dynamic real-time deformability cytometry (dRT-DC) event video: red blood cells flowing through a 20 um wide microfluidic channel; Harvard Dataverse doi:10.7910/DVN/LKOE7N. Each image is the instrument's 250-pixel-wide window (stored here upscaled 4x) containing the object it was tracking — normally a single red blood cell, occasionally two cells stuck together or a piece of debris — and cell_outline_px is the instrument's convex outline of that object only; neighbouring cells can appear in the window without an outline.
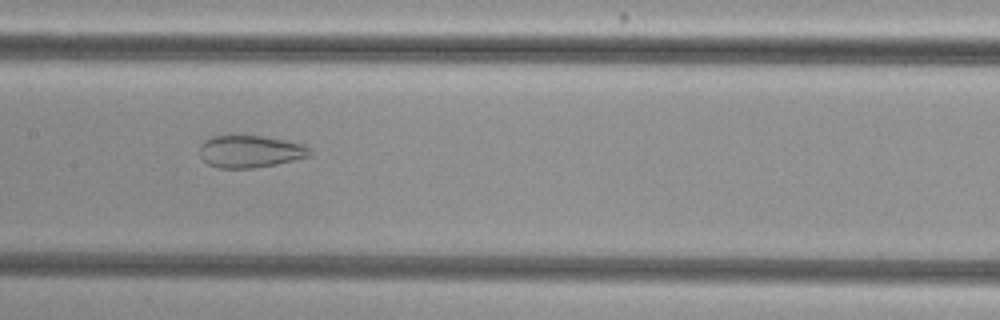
{"species": "common noctule bat (a hibernating species)", "species_latin": "Nyctalus noctula", "temperature_condition": "cold", "stored_images_in_passage": 35, "camera_frame_rate_fps": 3000, "um_per_image_px": 0.085, "animal": {"sex": "female", "body_mass_g": 29.2, "forearm_length_mm": 56.3}, "frame": {"image": 1, "passage_image": 11, "time_ms": 3.333, "image_size_px": [1000, 320], "cell_outline_px": [[312, 152], [308, 156], [276, 164], [252, 168], [220, 168], [208, 164], [200, 156], [200, 144], [204, 140], [212, 136], [232, 132], [264, 136], [304, 144]], "centroid_in_image_um": [21.19, 12.82], "position_along_channel_um": 186.2, "area_um2": 21.27}}
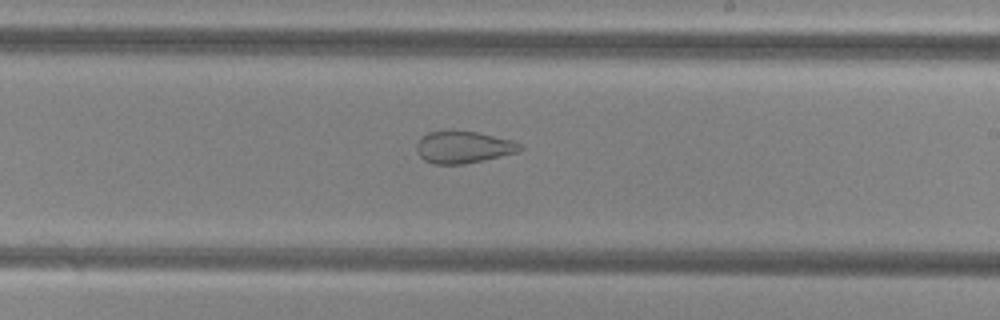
{"frame": {"image": 2, "passage_image": 16, "time_ms": 5.0, "image_size_px": [1000, 320], "cell_outline_px": [[524, 148], [520, 152], [484, 160], [464, 164], [436, 164], [424, 160], [416, 152], [416, 144], [428, 132], [476, 132], [512, 140], [524, 144]], "centroid_in_image_um": [39.45, 12.53], "position_along_channel_um": 249.5, "area_um2": 19.13}}
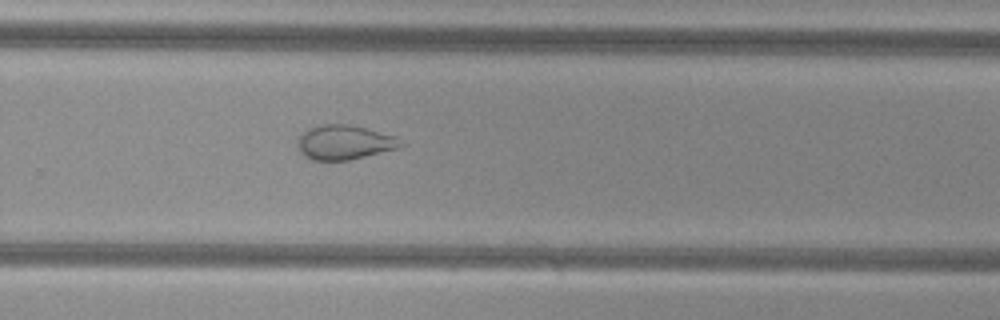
{"frame": {"image": 3, "passage_image": 20, "time_ms": 6.333, "image_size_px": [1000, 320], "cell_outline_px": [[408, 144], [400, 148], [348, 160], [312, 160], [304, 156], [300, 152], [296, 144], [300, 136], [308, 128], [320, 124], [348, 124], [396, 136]], "centroid_in_image_um": [29.3, 12.1], "position_along_channel_um": 300.5, "area_um2": 20.87}, "authors_computed_cell_mechanics": {"area_um2": 24.4494, "velocity_mm_per_s": 3.8173, "shape_relaxation_time_tau1_ms": null, "shape_relaxation_time_tau2_ms": 1.7784, "deformation_change_tau1": null, "deformation_change_tau2": 0.0879}}